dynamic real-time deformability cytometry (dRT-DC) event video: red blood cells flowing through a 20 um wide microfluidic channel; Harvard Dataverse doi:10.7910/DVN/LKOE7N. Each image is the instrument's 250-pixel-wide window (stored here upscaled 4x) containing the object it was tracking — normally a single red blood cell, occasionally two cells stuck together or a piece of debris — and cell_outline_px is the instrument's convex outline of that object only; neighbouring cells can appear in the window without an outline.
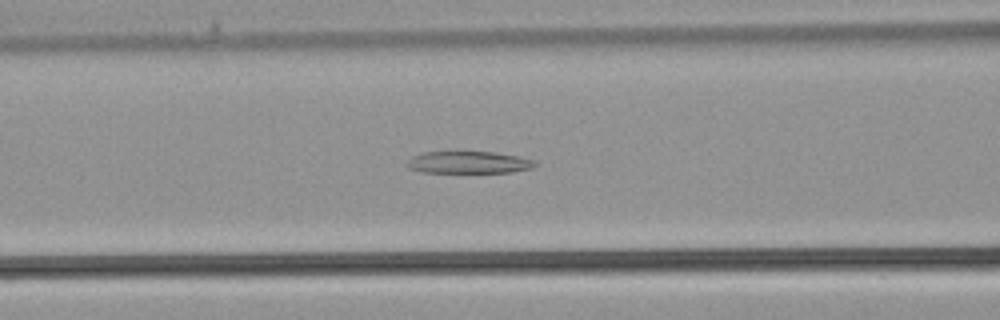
{"species": "common noctule bat (a hibernating species)", "species_latin": "Nyctalus noctula", "temperature_condition": "warm", "stored_images_in_passage": 36, "camera_frame_rate_fps": 3000, "um_per_image_px": 0.085, "animal": {"sex": "male", "body_mass_g": 21.5, "forearm_length_mm": 52.0}, "frame": {"image": 1, "passage_image": 14, "time_ms": 4.333, "image_size_px": [1000, 320], "cell_outline_px": [[540, 164], [532, 168], [512, 172], [420, 172], [408, 168], [404, 164], [412, 156], [424, 152], [496, 152], [516, 156], [532, 160]], "centroid_in_image_um": [39.81, 13.8], "position_along_channel_um": 126.8, "area_um2": 16.47}}
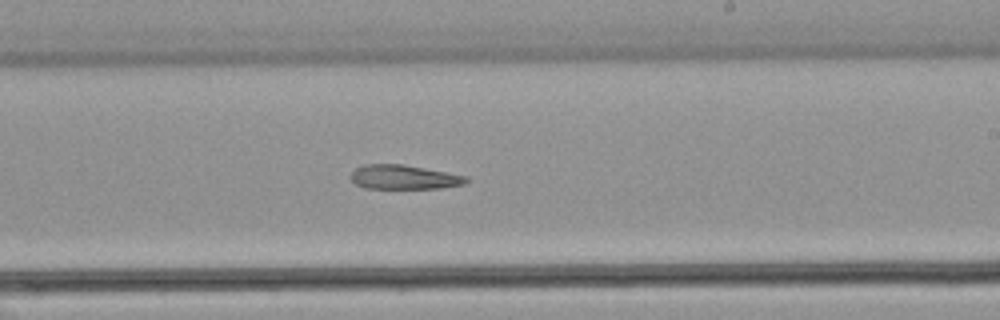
{"frame": {"image": 2, "passage_image": 21, "time_ms": 6.667, "image_size_px": [1000, 320], "cell_outline_px": [[472, 180], [464, 184], [440, 188], [364, 188], [356, 184], [348, 176], [356, 168], [364, 164], [404, 164], [468, 176]], "centroid_in_image_um": [34.35, 15.05], "position_along_channel_um": 254.6, "area_um2": 16.47}}
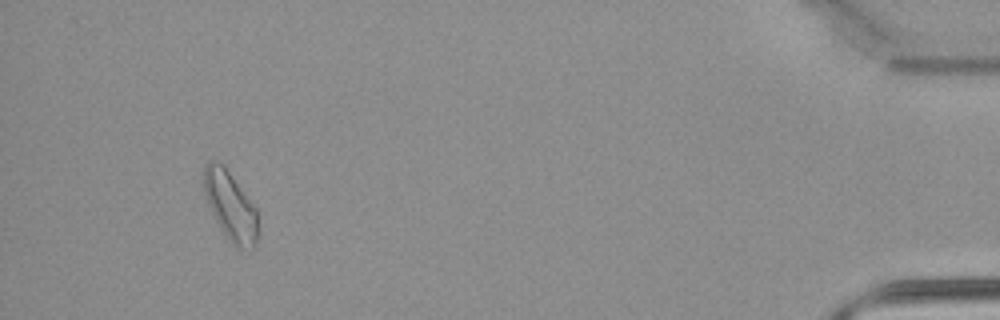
{"frame": {"image": 3, "passage_image": 34, "time_ms": 11.0, "image_size_px": [1000, 320], "cell_outline_px": [[256, 244], [248, 252], [236, 248], [228, 240], [216, 220], [208, 204], [204, 192], [204, 164], [208, 160], [216, 160], [228, 172], [256, 208]], "centroid_in_image_um": [19.57, 17.55], "position_along_channel_um": 415.6, "area_um2": 21.27}}